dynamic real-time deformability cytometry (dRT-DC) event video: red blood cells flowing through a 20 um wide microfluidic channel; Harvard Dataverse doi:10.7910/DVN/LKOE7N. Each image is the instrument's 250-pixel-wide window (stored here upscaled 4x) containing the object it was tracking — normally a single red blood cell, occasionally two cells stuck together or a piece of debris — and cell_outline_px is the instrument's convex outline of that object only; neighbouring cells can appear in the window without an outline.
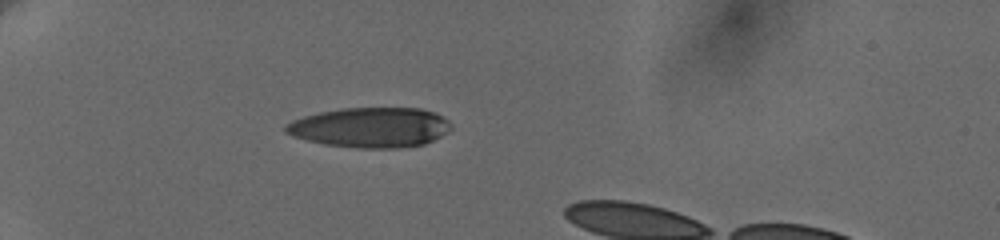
{"species": "human", "species_latin": "Homo sapiens", "temperature_condition": "cold", "stored_images_in_passage": 8, "camera_frame_rate_fps": 3000, "um_per_image_px": 0.085, "donor": {"sex": "female"}, "frame": {"image": 1, "passage_image": 1, "time_ms": 0.0, "image_size_px": [1000, 240], "cell_outline_px": [[452, 128], [448, 132], [424, 144], [400, 148], [356, 148], [324, 144], [292, 136], [284, 132], [284, 128], [292, 120], [304, 116], [320, 112], [344, 108], [420, 108], [444, 116], [452, 124]], "centroid_in_image_um": [31.5, 10.83], "position_along_channel_um": 53.5, "area_um2": 38.61}}
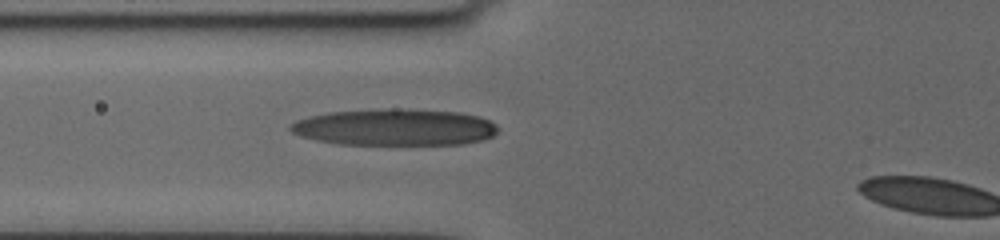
{"frame": {"image": 2, "passage_image": 7, "time_ms": 2.0, "image_size_px": [1000, 240], "cell_outline_px": [[496, 132], [492, 136], [484, 140], [464, 144], [340, 144], [300, 136], [292, 132], [288, 128], [296, 120], [328, 112], [396, 108], [460, 112], [480, 116], [496, 124]], "centroid_in_image_um": [33.59, 10.81], "position_along_channel_um": 92.2, "area_um2": 44.1}}